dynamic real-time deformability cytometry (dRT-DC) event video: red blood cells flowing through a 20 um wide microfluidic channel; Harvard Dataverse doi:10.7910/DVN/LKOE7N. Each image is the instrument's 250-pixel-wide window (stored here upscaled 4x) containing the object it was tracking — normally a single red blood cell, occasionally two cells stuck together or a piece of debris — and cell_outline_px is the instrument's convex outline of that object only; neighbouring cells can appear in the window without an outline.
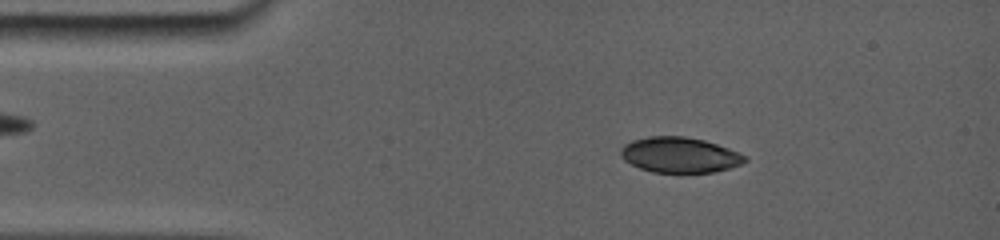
{"species": "common noctule bat (a hibernating species)", "species_latin": "Nyctalus noctula", "temperature_condition": "room temperature", "stored_images_in_passage": 9, "camera_frame_rate_fps": 5000, "um_per_image_px": 0.085, "animal": {"sex": "female", "body_mass_g": 19.0, "forearm_length_mm": 56.7}, "frame": {"image": 1, "passage_image": 3, "time_ms": 1.8, "image_size_px": [1000, 240], "cell_outline_px": [[744, 160], [740, 164], [728, 168], [712, 172], [652, 172], [640, 168], [624, 160], [620, 152], [628, 144], [636, 140], [652, 136], [680, 136], [700, 140], [736, 152], [744, 156]], "centroid_in_image_um": [57.72, 13.19], "position_along_channel_um": 27.3, "area_um2": 24.45}}
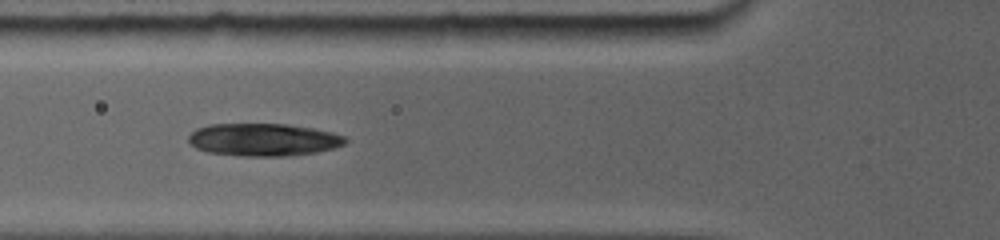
{"frame": {"image": 2, "passage_image": 7, "time_ms": 5.0, "image_size_px": [1000, 240], "cell_outline_px": [[348, 140], [344, 144], [332, 148], [316, 152], [280, 156], [240, 156], [208, 152], [196, 148], [188, 140], [188, 136], [196, 128], [212, 124], [284, 124], [312, 128], [344, 136]], "centroid_in_image_um": [22.34, 11.87], "position_along_channel_um": 103.5, "area_um2": 29.48}}
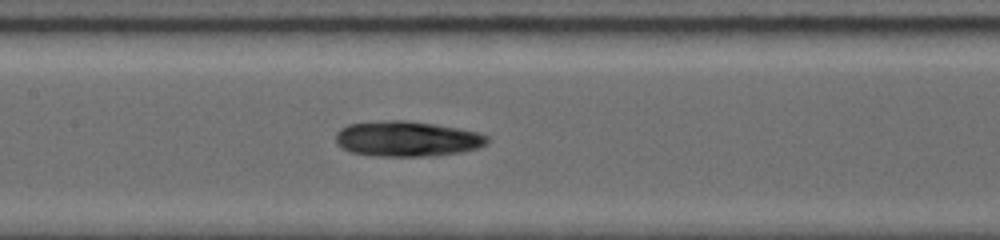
{"frame": {"image": 3, "passage_image": 9, "time_ms": 6.8, "image_size_px": [1000, 240], "cell_outline_px": [[488, 140], [484, 144], [476, 148], [460, 152], [428, 156], [380, 156], [352, 152], [344, 148], [336, 140], [336, 136], [348, 124], [392, 120], [404, 120], [432, 124], [476, 132], [488, 136]], "centroid_in_image_um": [34.61, 11.8], "position_along_channel_um": 172.8, "area_um2": 30.29}}